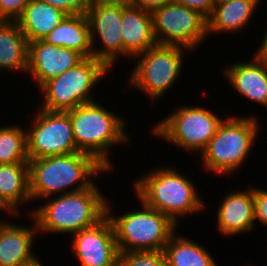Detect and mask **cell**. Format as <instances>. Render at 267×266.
<instances>
[{
    "label": "cell",
    "mask_w": 267,
    "mask_h": 266,
    "mask_svg": "<svg viewBox=\"0 0 267 266\" xmlns=\"http://www.w3.org/2000/svg\"><path fill=\"white\" fill-rule=\"evenodd\" d=\"M260 0H228L214 5L207 19V36L211 33H238L247 26Z\"/></svg>",
    "instance_id": "21"
},
{
    "label": "cell",
    "mask_w": 267,
    "mask_h": 266,
    "mask_svg": "<svg viewBox=\"0 0 267 266\" xmlns=\"http://www.w3.org/2000/svg\"><path fill=\"white\" fill-rule=\"evenodd\" d=\"M66 16L64 12L46 2L31 0L16 22L28 43H30L35 40H42Z\"/></svg>",
    "instance_id": "22"
},
{
    "label": "cell",
    "mask_w": 267,
    "mask_h": 266,
    "mask_svg": "<svg viewBox=\"0 0 267 266\" xmlns=\"http://www.w3.org/2000/svg\"><path fill=\"white\" fill-rule=\"evenodd\" d=\"M127 4L95 5L86 8L85 11L90 25L93 57L101 61L109 70L119 60L117 59L119 56L123 57L121 22L123 8ZM95 38L100 39L103 47H96L98 44L95 43L97 41Z\"/></svg>",
    "instance_id": "12"
},
{
    "label": "cell",
    "mask_w": 267,
    "mask_h": 266,
    "mask_svg": "<svg viewBox=\"0 0 267 266\" xmlns=\"http://www.w3.org/2000/svg\"><path fill=\"white\" fill-rule=\"evenodd\" d=\"M116 266H168L163 251L119 252Z\"/></svg>",
    "instance_id": "26"
},
{
    "label": "cell",
    "mask_w": 267,
    "mask_h": 266,
    "mask_svg": "<svg viewBox=\"0 0 267 266\" xmlns=\"http://www.w3.org/2000/svg\"><path fill=\"white\" fill-rule=\"evenodd\" d=\"M30 201L28 163L0 164V209L19 217L20 205Z\"/></svg>",
    "instance_id": "19"
},
{
    "label": "cell",
    "mask_w": 267,
    "mask_h": 266,
    "mask_svg": "<svg viewBox=\"0 0 267 266\" xmlns=\"http://www.w3.org/2000/svg\"><path fill=\"white\" fill-rule=\"evenodd\" d=\"M185 51L188 53L191 50L179 45L157 44L136 55L134 59H137V64L128 76V87L144 92L151 101L164 97L183 71Z\"/></svg>",
    "instance_id": "8"
},
{
    "label": "cell",
    "mask_w": 267,
    "mask_h": 266,
    "mask_svg": "<svg viewBox=\"0 0 267 266\" xmlns=\"http://www.w3.org/2000/svg\"><path fill=\"white\" fill-rule=\"evenodd\" d=\"M83 59L84 57L74 50L35 40L29 43L27 74L40 87L49 79L75 67Z\"/></svg>",
    "instance_id": "14"
},
{
    "label": "cell",
    "mask_w": 267,
    "mask_h": 266,
    "mask_svg": "<svg viewBox=\"0 0 267 266\" xmlns=\"http://www.w3.org/2000/svg\"><path fill=\"white\" fill-rule=\"evenodd\" d=\"M85 7H91L95 5H108V4H123L128 3V0H83Z\"/></svg>",
    "instance_id": "32"
},
{
    "label": "cell",
    "mask_w": 267,
    "mask_h": 266,
    "mask_svg": "<svg viewBox=\"0 0 267 266\" xmlns=\"http://www.w3.org/2000/svg\"><path fill=\"white\" fill-rule=\"evenodd\" d=\"M141 210L113 215L109 200L106 216L112 223L119 252L164 251L177 225L166 215L140 201Z\"/></svg>",
    "instance_id": "6"
},
{
    "label": "cell",
    "mask_w": 267,
    "mask_h": 266,
    "mask_svg": "<svg viewBox=\"0 0 267 266\" xmlns=\"http://www.w3.org/2000/svg\"><path fill=\"white\" fill-rule=\"evenodd\" d=\"M135 180L133 188L138 200L168 216L176 225L178 218L205 208L193 181L173 167L153 169Z\"/></svg>",
    "instance_id": "3"
},
{
    "label": "cell",
    "mask_w": 267,
    "mask_h": 266,
    "mask_svg": "<svg viewBox=\"0 0 267 266\" xmlns=\"http://www.w3.org/2000/svg\"><path fill=\"white\" fill-rule=\"evenodd\" d=\"M106 198L93 183L81 191L45 198L46 203L28 215L34 217L38 232L73 235L94 226L106 215Z\"/></svg>",
    "instance_id": "2"
},
{
    "label": "cell",
    "mask_w": 267,
    "mask_h": 266,
    "mask_svg": "<svg viewBox=\"0 0 267 266\" xmlns=\"http://www.w3.org/2000/svg\"><path fill=\"white\" fill-rule=\"evenodd\" d=\"M121 26L124 58L130 60L157 45L151 12L127 4L123 8Z\"/></svg>",
    "instance_id": "18"
},
{
    "label": "cell",
    "mask_w": 267,
    "mask_h": 266,
    "mask_svg": "<svg viewBox=\"0 0 267 266\" xmlns=\"http://www.w3.org/2000/svg\"><path fill=\"white\" fill-rule=\"evenodd\" d=\"M31 0H0V21H17Z\"/></svg>",
    "instance_id": "27"
},
{
    "label": "cell",
    "mask_w": 267,
    "mask_h": 266,
    "mask_svg": "<svg viewBox=\"0 0 267 266\" xmlns=\"http://www.w3.org/2000/svg\"><path fill=\"white\" fill-rule=\"evenodd\" d=\"M168 266H218L201 244L174 233L165 245Z\"/></svg>",
    "instance_id": "24"
},
{
    "label": "cell",
    "mask_w": 267,
    "mask_h": 266,
    "mask_svg": "<svg viewBox=\"0 0 267 266\" xmlns=\"http://www.w3.org/2000/svg\"><path fill=\"white\" fill-rule=\"evenodd\" d=\"M72 239L71 251L81 266H116L119 250L106 215L94 226L74 233Z\"/></svg>",
    "instance_id": "13"
},
{
    "label": "cell",
    "mask_w": 267,
    "mask_h": 266,
    "mask_svg": "<svg viewBox=\"0 0 267 266\" xmlns=\"http://www.w3.org/2000/svg\"><path fill=\"white\" fill-rule=\"evenodd\" d=\"M229 117L223 120L215 136L200 153L202 168L211 174L236 173L251 154L258 138V116Z\"/></svg>",
    "instance_id": "5"
},
{
    "label": "cell",
    "mask_w": 267,
    "mask_h": 266,
    "mask_svg": "<svg viewBox=\"0 0 267 266\" xmlns=\"http://www.w3.org/2000/svg\"><path fill=\"white\" fill-rule=\"evenodd\" d=\"M177 3L183 4L193 10L198 11L206 19H208L213 10L214 3L213 0H174Z\"/></svg>",
    "instance_id": "30"
},
{
    "label": "cell",
    "mask_w": 267,
    "mask_h": 266,
    "mask_svg": "<svg viewBox=\"0 0 267 266\" xmlns=\"http://www.w3.org/2000/svg\"><path fill=\"white\" fill-rule=\"evenodd\" d=\"M221 119L211 109L201 106L175 108L152 127V134L185 151L201 153L215 136Z\"/></svg>",
    "instance_id": "9"
},
{
    "label": "cell",
    "mask_w": 267,
    "mask_h": 266,
    "mask_svg": "<svg viewBox=\"0 0 267 266\" xmlns=\"http://www.w3.org/2000/svg\"><path fill=\"white\" fill-rule=\"evenodd\" d=\"M28 162L26 129L17 124L0 126V164Z\"/></svg>",
    "instance_id": "25"
},
{
    "label": "cell",
    "mask_w": 267,
    "mask_h": 266,
    "mask_svg": "<svg viewBox=\"0 0 267 266\" xmlns=\"http://www.w3.org/2000/svg\"><path fill=\"white\" fill-rule=\"evenodd\" d=\"M31 217L33 226L0 219V266H20L36 256L32 250L33 241L40 233L34 217Z\"/></svg>",
    "instance_id": "17"
},
{
    "label": "cell",
    "mask_w": 267,
    "mask_h": 266,
    "mask_svg": "<svg viewBox=\"0 0 267 266\" xmlns=\"http://www.w3.org/2000/svg\"><path fill=\"white\" fill-rule=\"evenodd\" d=\"M64 12L66 15L85 13L86 7L83 0H41Z\"/></svg>",
    "instance_id": "29"
},
{
    "label": "cell",
    "mask_w": 267,
    "mask_h": 266,
    "mask_svg": "<svg viewBox=\"0 0 267 266\" xmlns=\"http://www.w3.org/2000/svg\"><path fill=\"white\" fill-rule=\"evenodd\" d=\"M20 266H43L42 262H40L38 256H35L30 261L22 263Z\"/></svg>",
    "instance_id": "34"
},
{
    "label": "cell",
    "mask_w": 267,
    "mask_h": 266,
    "mask_svg": "<svg viewBox=\"0 0 267 266\" xmlns=\"http://www.w3.org/2000/svg\"><path fill=\"white\" fill-rule=\"evenodd\" d=\"M29 43L16 21H0V70L28 71ZM1 72V71H0Z\"/></svg>",
    "instance_id": "23"
},
{
    "label": "cell",
    "mask_w": 267,
    "mask_h": 266,
    "mask_svg": "<svg viewBox=\"0 0 267 266\" xmlns=\"http://www.w3.org/2000/svg\"><path fill=\"white\" fill-rule=\"evenodd\" d=\"M228 0H213L214 5Z\"/></svg>",
    "instance_id": "35"
},
{
    "label": "cell",
    "mask_w": 267,
    "mask_h": 266,
    "mask_svg": "<svg viewBox=\"0 0 267 266\" xmlns=\"http://www.w3.org/2000/svg\"><path fill=\"white\" fill-rule=\"evenodd\" d=\"M216 215L218 232L229 238L254 230L253 188L228 193Z\"/></svg>",
    "instance_id": "16"
},
{
    "label": "cell",
    "mask_w": 267,
    "mask_h": 266,
    "mask_svg": "<svg viewBox=\"0 0 267 266\" xmlns=\"http://www.w3.org/2000/svg\"><path fill=\"white\" fill-rule=\"evenodd\" d=\"M28 166L31 202L84 190L94 177L109 173L93 156L80 151L29 160Z\"/></svg>",
    "instance_id": "1"
},
{
    "label": "cell",
    "mask_w": 267,
    "mask_h": 266,
    "mask_svg": "<svg viewBox=\"0 0 267 266\" xmlns=\"http://www.w3.org/2000/svg\"><path fill=\"white\" fill-rule=\"evenodd\" d=\"M253 212L254 220L267 227V190L253 187Z\"/></svg>",
    "instance_id": "28"
},
{
    "label": "cell",
    "mask_w": 267,
    "mask_h": 266,
    "mask_svg": "<svg viewBox=\"0 0 267 266\" xmlns=\"http://www.w3.org/2000/svg\"><path fill=\"white\" fill-rule=\"evenodd\" d=\"M152 20L157 44L183 46L192 53L208 39L207 19L174 0L154 10Z\"/></svg>",
    "instance_id": "10"
},
{
    "label": "cell",
    "mask_w": 267,
    "mask_h": 266,
    "mask_svg": "<svg viewBox=\"0 0 267 266\" xmlns=\"http://www.w3.org/2000/svg\"><path fill=\"white\" fill-rule=\"evenodd\" d=\"M37 108L32 127L26 128L28 159L78 152L69 114Z\"/></svg>",
    "instance_id": "11"
},
{
    "label": "cell",
    "mask_w": 267,
    "mask_h": 266,
    "mask_svg": "<svg viewBox=\"0 0 267 266\" xmlns=\"http://www.w3.org/2000/svg\"><path fill=\"white\" fill-rule=\"evenodd\" d=\"M253 56L250 61L227 65L224 75L242 97L267 109V61L256 53Z\"/></svg>",
    "instance_id": "15"
},
{
    "label": "cell",
    "mask_w": 267,
    "mask_h": 266,
    "mask_svg": "<svg viewBox=\"0 0 267 266\" xmlns=\"http://www.w3.org/2000/svg\"><path fill=\"white\" fill-rule=\"evenodd\" d=\"M42 40L50 45L74 50L84 58L93 57L90 25L86 13L67 15Z\"/></svg>",
    "instance_id": "20"
},
{
    "label": "cell",
    "mask_w": 267,
    "mask_h": 266,
    "mask_svg": "<svg viewBox=\"0 0 267 266\" xmlns=\"http://www.w3.org/2000/svg\"><path fill=\"white\" fill-rule=\"evenodd\" d=\"M171 1L173 0H128V4L152 13Z\"/></svg>",
    "instance_id": "31"
},
{
    "label": "cell",
    "mask_w": 267,
    "mask_h": 266,
    "mask_svg": "<svg viewBox=\"0 0 267 266\" xmlns=\"http://www.w3.org/2000/svg\"><path fill=\"white\" fill-rule=\"evenodd\" d=\"M66 112L71 118L77 149L93 156L112 171L114 166L109 158L112 147L125 144L130 139L125 130V119L96 101L81 104Z\"/></svg>",
    "instance_id": "4"
},
{
    "label": "cell",
    "mask_w": 267,
    "mask_h": 266,
    "mask_svg": "<svg viewBox=\"0 0 267 266\" xmlns=\"http://www.w3.org/2000/svg\"><path fill=\"white\" fill-rule=\"evenodd\" d=\"M108 72L109 69L96 58H84L75 67L38 87L44 96V102L38 107L46 111L66 112L81 104L94 102L92 90Z\"/></svg>",
    "instance_id": "7"
},
{
    "label": "cell",
    "mask_w": 267,
    "mask_h": 266,
    "mask_svg": "<svg viewBox=\"0 0 267 266\" xmlns=\"http://www.w3.org/2000/svg\"><path fill=\"white\" fill-rule=\"evenodd\" d=\"M263 36V41L261 42L260 46H258L259 48L257 49L256 54L267 61V29Z\"/></svg>",
    "instance_id": "33"
}]
</instances>
